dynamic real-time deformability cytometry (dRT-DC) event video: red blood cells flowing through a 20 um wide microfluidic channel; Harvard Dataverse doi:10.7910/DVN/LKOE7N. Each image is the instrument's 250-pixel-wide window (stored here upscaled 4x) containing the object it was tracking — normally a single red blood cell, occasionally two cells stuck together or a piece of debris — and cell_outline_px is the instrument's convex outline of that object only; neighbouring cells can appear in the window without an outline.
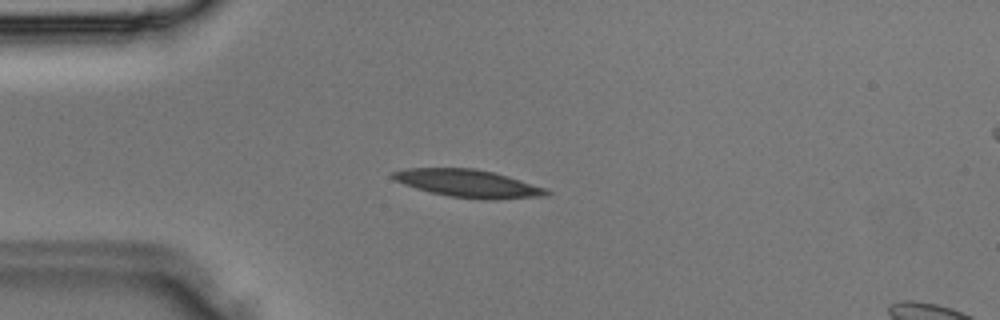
{"species": "Egyptian fruit bat (a non-hibernating species)", "species_latin": "Rousettus aegyptiacus", "temperature_condition": "room temperature", "stored_images_in_passage": 36, "camera_frame_rate_fps": 3000, "um_per_image_px": 0.085, "animal": {"sex": "male"}, "frame": {"image": 1, "passage_image": 9, "time_ms": 2.667, "image_size_px": [1000, 320], "cell_outline_px": [[552, 192], [548, 196], [492, 200], [488, 200], [448, 196], [416, 188], [404, 184], [388, 176], [392, 172], [404, 168], [476, 168], [508, 176], [548, 188]], "centroid_in_image_um": [39.84, 15.59], "position_along_channel_um": 45.2, "area_um2": 25.03}}
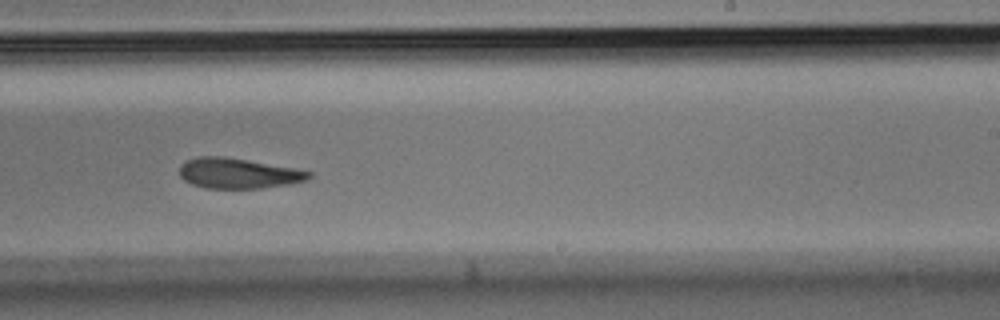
{"frame": {"image": 2, "passage_image": 22, "time_ms": 7.0, "image_size_px": [1000, 320], "cell_outline_px": [[312, 176], [308, 180], [292, 184], [260, 188], [204, 188], [192, 184], [184, 180], [180, 176], [180, 164], [184, 160], [196, 156], [224, 156], [292, 168], [312, 172]], "centroid_in_image_um": [20.22, 14.73], "position_along_channel_um": 268.8, "area_um2": 22.95}}
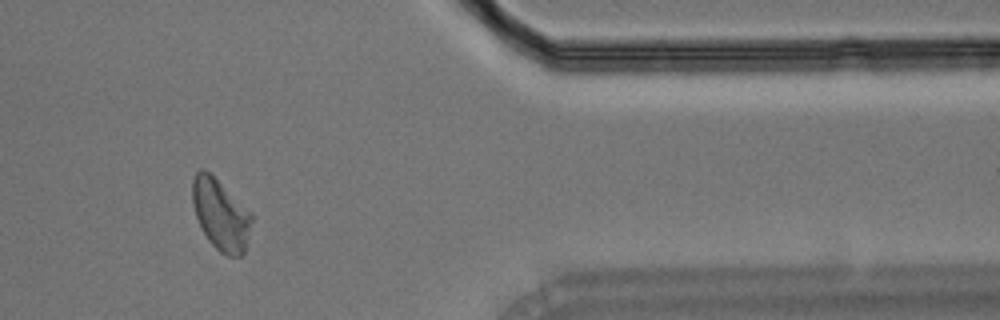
{"frame": {"image": 3, "passage_image": 30, "time_ms": 9.667, "image_size_px": [1000, 320], "cell_outline_px": [[252, 220], [244, 256], [228, 256], [220, 252], [208, 240], [196, 216], [192, 204], [192, 176], [200, 168], [204, 168], [252, 212]], "centroid_in_image_um": [18.76, 18.24], "position_along_channel_um": 392.6, "area_um2": 24.51}}